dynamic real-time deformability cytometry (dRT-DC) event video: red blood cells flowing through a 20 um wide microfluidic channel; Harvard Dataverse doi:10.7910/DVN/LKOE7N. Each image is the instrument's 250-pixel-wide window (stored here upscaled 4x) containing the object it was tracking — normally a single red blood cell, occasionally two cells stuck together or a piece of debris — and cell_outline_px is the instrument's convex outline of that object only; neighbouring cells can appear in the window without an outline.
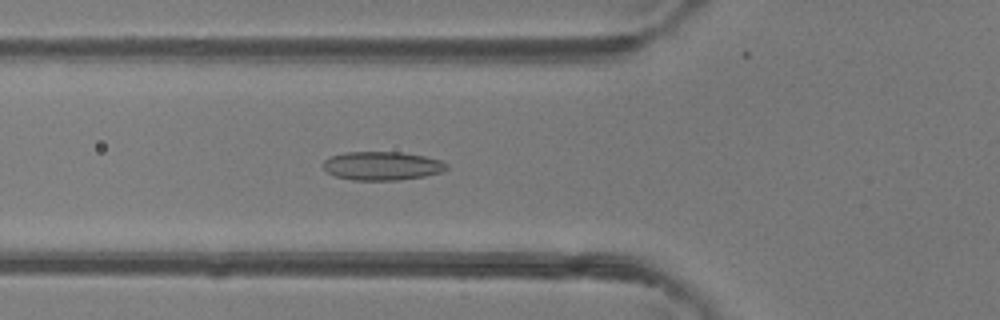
{"species": "common noctule bat (a hibernating species)", "species_latin": "Nyctalus noctula", "temperature_condition": "room temperature", "stored_images_in_passage": 47, "camera_frame_rate_fps": 3000, "um_per_image_px": 0.085, "animal": {"sex": "female"}, "frame": {"image": 1, "passage_image": 17, "time_ms": 5.333, "image_size_px": [1000, 320], "cell_outline_px": [[448, 168], [440, 172], [424, 176], [400, 180], [352, 180], [336, 176], [328, 172], [320, 164], [324, 160], [332, 156], [344, 152], [400, 152], [424, 156], [440, 160], [448, 164]], "centroid_in_image_um": [32.46, 14.1], "position_along_channel_um": 93.3, "area_um2": 20.58}}
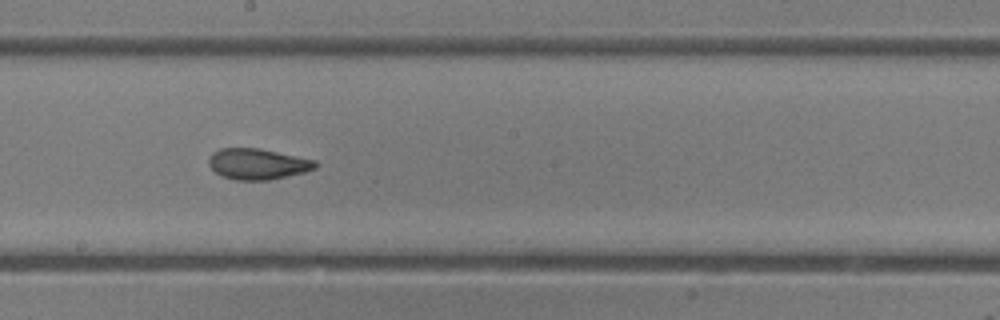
{"frame": {"image": 2, "passage_image": 26, "time_ms": 8.333, "image_size_px": [1000, 320], "cell_outline_px": [[320, 164], [316, 168], [304, 172], [268, 180], [236, 180], [220, 176], [208, 164], [208, 160], [212, 152], [220, 148], [260, 148], [316, 160]], "centroid_in_image_um": [21.9, 13.93], "position_along_channel_um": 226.3, "area_um2": 19.31}}
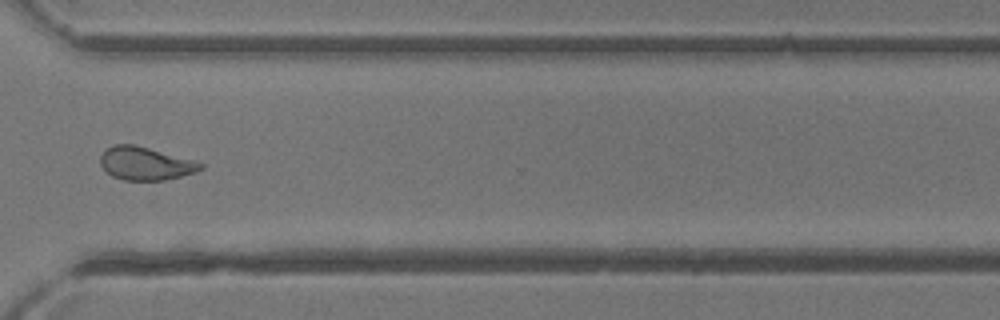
{"frame": {"image": 3, "passage_image": 35, "time_ms": 11.333, "image_size_px": [1000, 320], "cell_outline_px": [[204, 168], [196, 172], [164, 180], [124, 180], [112, 176], [100, 164], [100, 156], [108, 148], [116, 144], [136, 144], [196, 160], [204, 164]], "centroid_in_image_um": [12.41, 13.88], "position_along_channel_um": 358.2, "area_um2": 19.42}, "authors_computed_cell_mechanics": {"area_um2": 20.4034, "velocity_mm_per_s": 4.4121, "shape_relaxation_time_tau1_ms": 7.7102, "shape_relaxation_time_tau2_ms": 1.2174, "deformation_change_tau1": 0.1907, "deformation_change_tau2": 0.0798}}